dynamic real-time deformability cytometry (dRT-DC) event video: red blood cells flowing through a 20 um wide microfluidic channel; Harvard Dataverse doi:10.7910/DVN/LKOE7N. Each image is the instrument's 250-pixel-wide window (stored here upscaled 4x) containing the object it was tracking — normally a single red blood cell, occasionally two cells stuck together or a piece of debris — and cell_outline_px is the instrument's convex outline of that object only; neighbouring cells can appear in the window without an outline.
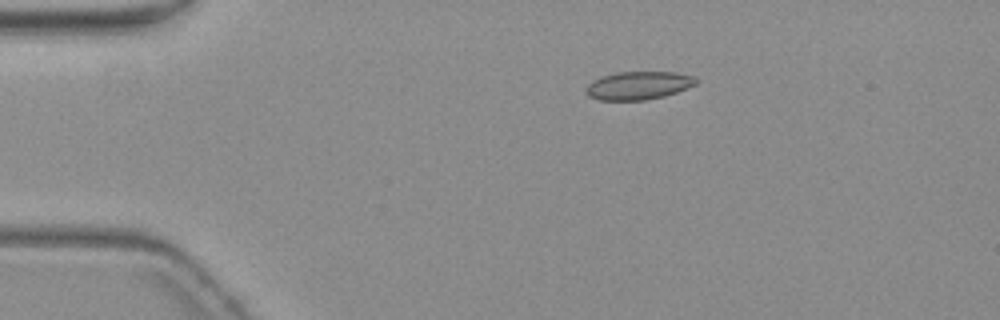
{"species": "common noctule bat (a hibernating species)", "species_latin": "Nyctalus noctula", "temperature_condition": "warm", "stored_images_in_passage": 7, "camera_frame_rate_fps": 3000, "um_per_image_px": 0.085, "animal": {"sex": "female", "body_mass_g": 19.3, "forearm_length_mm": 54.1}, "frame": {"image": 1, "passage_image": 4, "time_ms": 3.667, "image_size_px": [1000, 320], "cell_outline_px": [[700, 80], [696, 84], [688, 88], [664, 96], [644, 100], [600, 100], [588, 96], [584, 92], [584, 88], [592, 80], [600, 76], [616, 72], [676, 72], [692, 76]], "centroid_in_image_um": [54.23, 7.26], "position_along_channel_um": 30.8, "area_um2": 18.26}}
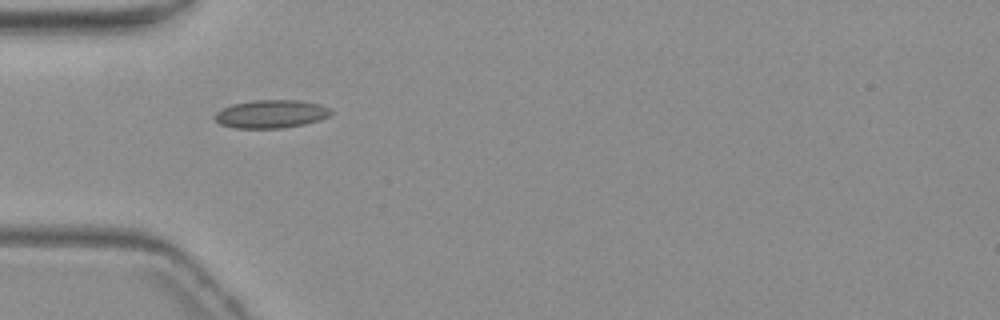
{"frame": {"image": 2, "passage_image": 6, "time_ms": 6.0, "image_size_px": [1000, 320], "cell_outline_px": [[332, 112], [328, 116], [320, 120], [304, 124], [280, 128], [236, 128], [220, 124], [212, 116], [216, 112], [232, 104], [252, 100], [300, 100], [320, 104], [332, 108]], "centroid_in_image_um": [23.05, 9.68], "position_along_channel_um": 61.9, "area_um2": 19.13}}
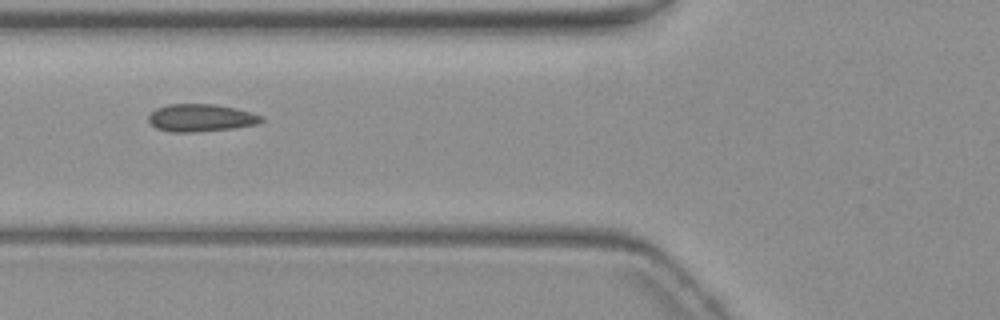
{"frame": {"image": 3, "passage_image": 7, "time_ms": 7.333, "image_size_px": [1000, 320], "cell_outline_px": [[264, 120], [256, 124], [232, 128], [196, 132], [172, 132], [156, 128], [148, 120], [148, 116], [156, 108], [168, 104], [216, 104], [236, 108], [264, 116]], "centroid_in_image_um": [17.08, 10.01], "position_along_channel_um": 108.7, "area_um2": 18.09}}